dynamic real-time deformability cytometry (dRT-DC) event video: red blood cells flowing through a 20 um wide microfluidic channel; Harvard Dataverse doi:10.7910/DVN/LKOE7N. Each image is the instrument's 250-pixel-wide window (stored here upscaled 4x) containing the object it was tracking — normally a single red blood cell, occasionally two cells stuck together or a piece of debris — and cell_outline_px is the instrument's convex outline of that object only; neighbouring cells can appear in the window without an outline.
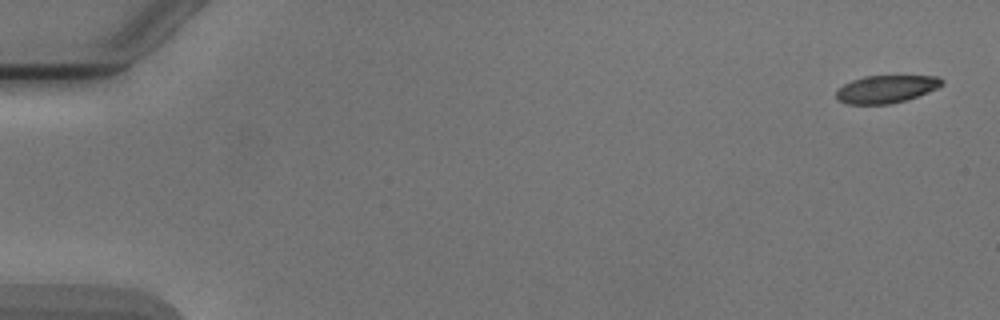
{"species": "Egyptian fruit bat (a non-hibernating species)", "species_latin": "Rousettus aegyptiacus", "temperature_condition": "cold", "stored_images_in_passage": 5, "camera_frame_rate_fps": 3000, "um_per_image_px": 0.085, "animal": {"sex": "male"}, "frame": {"image": 1, "passage_image": 1, "time_ms": 0.0, "image_size_px": [1000, 320], "cell_outline_px": [[944, 84], [928, 92], [908, 100], [888, 104], [848, 104], [836, 100], [836, 92], [844, 84], [852, 80], [864, 76], [936, 76], [944, 80]], "centroid_in_image_um": [75.32, 7.58], "position_along_channel_um": 9.7, "area_um2": 17.05}}
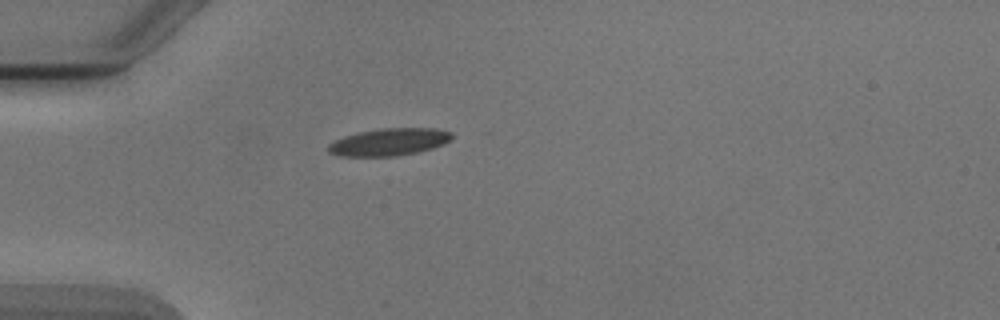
{"frame": {"image": 2, "passage_image": 4, "time_ms": 4.667, "image_size_px": [1000, 320], "cell_outline_px": [[452, 140], [444, 144], [432, 148], [416, 152], [396, 156], [340, 156], [328, 152], [328, 144], [344, 136], [360, 132], [384, 128], [436, 128], [452, 132]], "centroid_in_image_um": [33.1, 12.07], "position_along_channel_um": 51.9, "area_um2": 19.59}}